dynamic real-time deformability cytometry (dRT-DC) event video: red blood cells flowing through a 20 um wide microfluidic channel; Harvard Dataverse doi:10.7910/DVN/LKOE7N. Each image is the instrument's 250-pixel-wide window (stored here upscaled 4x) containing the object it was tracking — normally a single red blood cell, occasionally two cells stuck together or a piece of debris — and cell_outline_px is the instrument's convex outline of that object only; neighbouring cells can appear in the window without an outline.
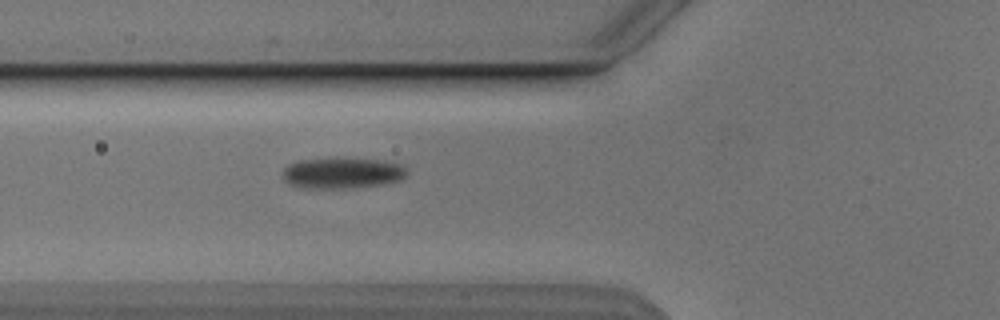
{"species": "Egyptian fruit bat (a non-hibernating species)", "species_latin": "Rousettus aegyptiacus", "temperature_condition": "cold", "stored_images_in_passage": 4, "camera_frame_rate_fps": 3000, "um_per_image_px": 0.085, "animal": {"sex": "male"}, "frame": {"image": 1, "passage_image": 4, "time_ms": 3.333, "image_size_px": [1000, 320], "cell_outline_px": [[408, 176], [404, 180], [384, 184], [356, 188], [300, 188], [284, 180], [284, 168], [288, 164], [300, 160], [384, 160], [400, 164], [408, 172]], "centroid_in_image_um": [29.16, 14.75], "position_along_channel_um": 96.6, "area_um2": 22.02}}